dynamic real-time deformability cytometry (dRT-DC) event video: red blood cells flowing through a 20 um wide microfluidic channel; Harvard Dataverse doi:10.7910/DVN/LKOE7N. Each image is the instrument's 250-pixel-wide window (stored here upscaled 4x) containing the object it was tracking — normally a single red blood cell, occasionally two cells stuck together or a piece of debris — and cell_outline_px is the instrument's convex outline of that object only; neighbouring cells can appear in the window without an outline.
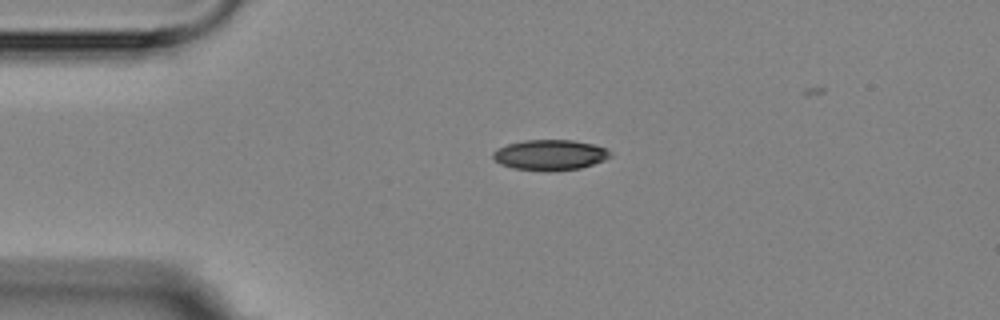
{"species": "Egyptian fruit bat (a non-hibernating species)", "species_latin": "Rousettus aegyptiacus", "temperature_condition": "room temperature", "stored_images_in_passage": 3, "camera_frame_rate_fps": 3000, "um_per_image_px": 0.085, "animal": {"sex": "female"}, "frame": {"image": 1, "passage_image": 1, "time_ms": 0.0, "image_size_px": [1000, 320], "cell_outline_px": [[612, 156], [604, 160], [580, 168], [512, 168], [500, 164], [492, 156], [492, 152], [496, 148], [508, 144], [524, 140], [572, 140], [592, 144], [608, 148], [612, 152]], "centroid_in_image_um": [46.76, 13.11], "position_along_channel_um": 38.2, "area_um2": 20.06}}
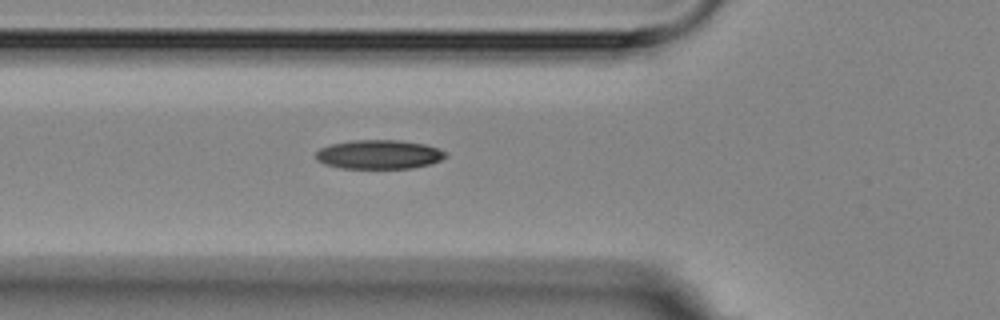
{"frame": {"image": 2, "passage_image": 3, "time_ms": 2.333, "image_size_px": [1000, 320], "cell_outline_px": [[448, 156], [432, 164], [412, 168], [340, 168], [324, 164], [316, 160], [316, 152], [320, 148], [332, 144], [352, 140], [400, 140], [424, 144], [448, 152]], "centroid_in_image_um": [32.23, 13.13], "position_along_channel_um": 93.6, "area_um2": 22.08}}